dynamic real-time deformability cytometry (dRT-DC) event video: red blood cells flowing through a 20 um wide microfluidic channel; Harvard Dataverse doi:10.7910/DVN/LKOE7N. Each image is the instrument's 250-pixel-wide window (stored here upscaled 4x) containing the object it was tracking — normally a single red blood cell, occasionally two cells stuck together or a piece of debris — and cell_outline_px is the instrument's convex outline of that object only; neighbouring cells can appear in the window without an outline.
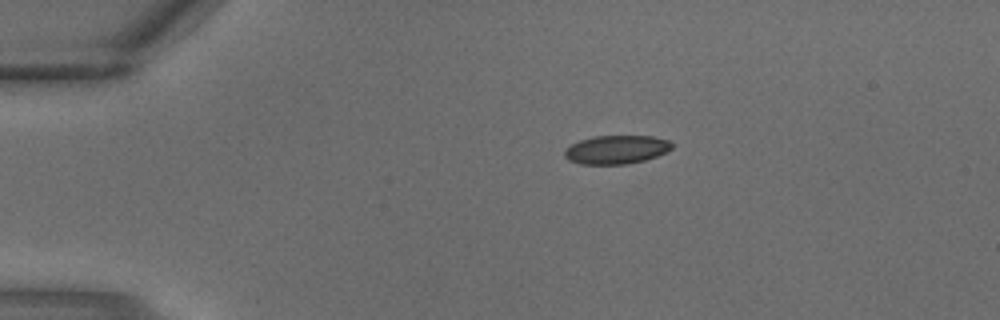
{"species": "common noctule bat (a hibernating species)", "species_latin": "Nyctalus noctula", "temperature_condition": "warm", "stored_images_in_passage": 2, "camera_frame_rate_fps": 3000, "um_per_image_px": 0.085, "animal": {"sex": "male", "body_mass_g": 18.8}, "frame": {"image": 1, "passage_image": 1, "time_ms": 0.0, "image_size_px": [1000, 320], "cell_outline_px": [[672, 148], [656, 156], [644, 160], [624, 164], [580, 164], [568, 160], [564, 156], [564, 152], [572, 144], [580, 140], [596, 136], [652, 136], [668, 140], [672, 144]], "centroid_in_image_um": [52.37, 12.71], "position_along_channel_um": 32.6, "area_um2": 17.63}}
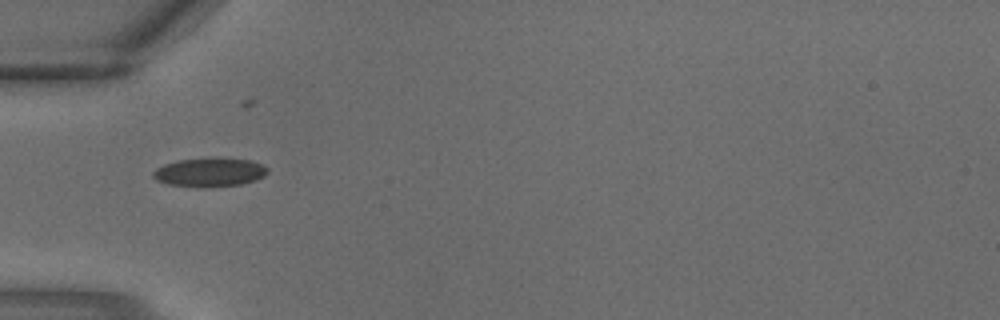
{"frame": {"image": 2, "passage_image": 2, "time_ms": 0.333, "image_size_px": [1000, 320], "cell_outline_px": [[268, 172], [264, 176], [256, 180], [240, 184], [204, 188], [196, 188], [168, 184], [156, 180], [152, 176], [152, 172], [156, 168], [164, 164], [180, 160], [248, 160], [260, 164], [268, 168]], "centroid_in_image_um": [17.77, 14.7], "position_along_channel_um": 67.2, "area_um2": 18.67}}